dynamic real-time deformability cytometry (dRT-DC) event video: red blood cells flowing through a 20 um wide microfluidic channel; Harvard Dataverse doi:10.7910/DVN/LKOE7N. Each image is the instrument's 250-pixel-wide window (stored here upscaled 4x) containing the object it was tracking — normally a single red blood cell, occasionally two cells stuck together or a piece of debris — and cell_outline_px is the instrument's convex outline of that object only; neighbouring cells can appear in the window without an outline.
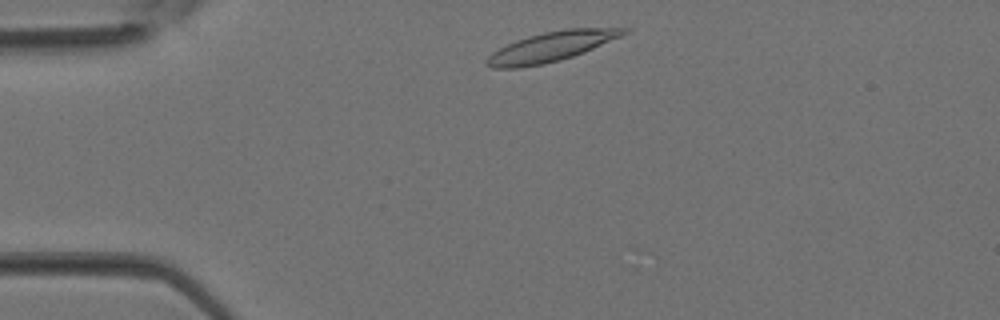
{"species": "Egyptian fruit bat (a non-hibernating species)", "species_latin": "Rousettus aegyptiacus", "temperature_condition": "room temperature", "stored_images_in_passage": 32, "camera_frame_rate_fps": 3000, "um_per_image_px": 0.085, "animal": {"sex": "female"}, "frame": {"image": 1, "passage_image": 2, "time_ms": 0.333, "image_size_px": [1000, 320], "cell_outline_px": [[632, 28], [628, 32], [620, 36], [584, 52], [560, 60], [544, 64], [520, 68], [492, 68], [484, 64], [484, 60], [492, 52], [516, 40], [528, 36], [544, 32], [564, 28]], "centroid_in_image_um": [46.81, 3.97], "position_along_channel_um": 38.2, "area_um2": 23.64}}
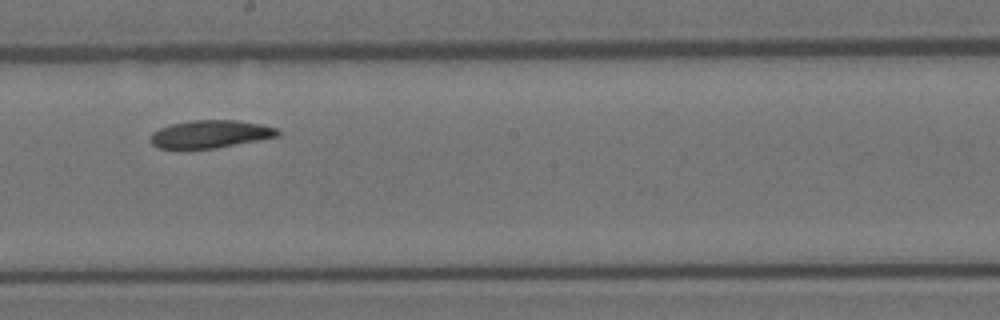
{"frame": {"image": 2, "passage_image": 15, "time_ms": 4.667, "image_size_px": [1000, 320], "cell_outline_px": [[280, 136], [216, 148], [156, 148], [152, 144], [152, 132], [160, 128], [172, 124], [192, 120], [236, 120], [260, 124], [276, 128], [280, 132]], "centroid_in_image_um": [17.9, 11.39], "position_along_channel_um": 230.3, "area_um2": 20.35}}
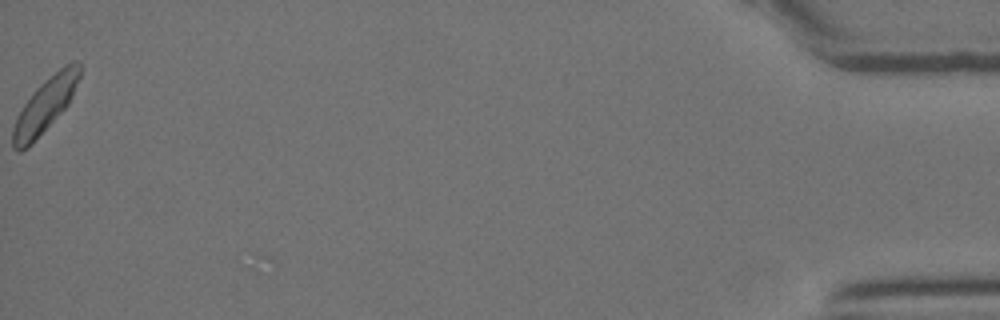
{"frame": {"image": 3, "passage_image": 32, "time_ms": 10.333, "image_size_px": [1000, 320], "cell_outline_px": [[80, 76], [72, 96], [68, 104], [32, 144], [20, 152], [16, 152], [12, 148], [12, 128], [16, 116], [32, 92], [40, 84], [64, 64], [72, 60], [80, 60]], "centroid_in_image_um": [3.81, 8.94], "position_along_channel_um": 431.4, "area_um2": 21.15}}